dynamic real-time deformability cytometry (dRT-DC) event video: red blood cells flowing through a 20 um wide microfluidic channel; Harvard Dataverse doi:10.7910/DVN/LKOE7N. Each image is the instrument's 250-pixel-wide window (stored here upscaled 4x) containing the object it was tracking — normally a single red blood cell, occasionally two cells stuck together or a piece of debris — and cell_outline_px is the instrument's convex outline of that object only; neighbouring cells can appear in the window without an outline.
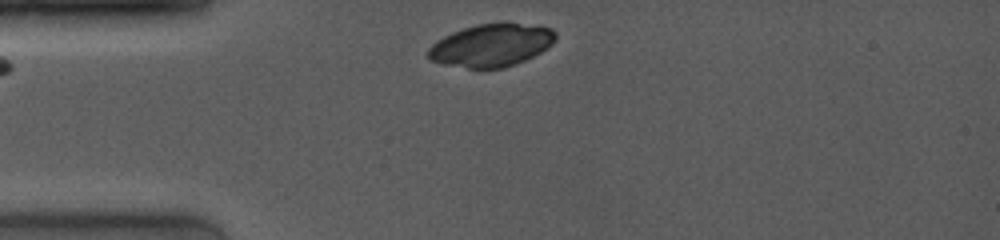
{"species": "common noctule bat (a hibernating species)", "species_latin": "Nyctalus noctula", "temperature_condition": "room temperature", "stored_images_in_passage": 6, "camera_frame_rate_fps": 4000, "um_per_image_px": 0.085, "animal": {"sex": "female", "body_mass_g": 19.0, "forearm_length_mm": 53.3}, "frame": {"image": 1, "passage_image": 1, "time_ms": 0.0, "image_size_px": [1000, 240], "cell_outline_px": [[556, 40], [548, 48], [516, 64], [504, 68], [468, 68], [444, 64], [428, 60], [428, 48], [436, 40], [452, 32], [476, 24], [516, 24], [552, 28], [556, 32]], "centroid_in_image_um": [41.74, 3.87], "position_along_channel_um": 43.3, "area_um2": 31.39}}